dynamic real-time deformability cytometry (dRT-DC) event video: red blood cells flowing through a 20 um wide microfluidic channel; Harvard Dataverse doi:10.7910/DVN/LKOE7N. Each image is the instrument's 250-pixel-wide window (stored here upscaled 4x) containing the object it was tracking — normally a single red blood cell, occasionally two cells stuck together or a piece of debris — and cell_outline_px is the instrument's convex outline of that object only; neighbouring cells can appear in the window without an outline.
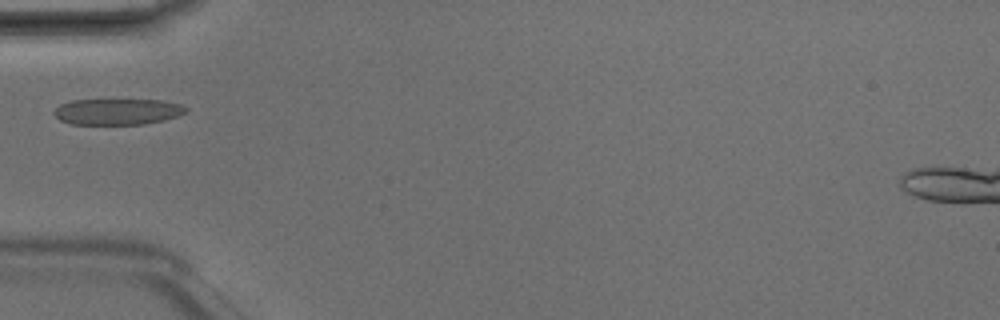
{"species": "Egyptian fruit bat (a non-hibernating species)", "species_latin": "Rousettus aegyptiacus", "temperature_condition": "room temperature", "stored_images_in_passage": 3, "camera_frame_rate_fps": 3000, "um_per_image_px": 0.085, "animal": {"sex": "male"}, "frame": {"image": 1, "passage_image": 2, "time_ms": 0.333, "image_size_px": [1000, 320], "cell_outline_px": [[188, 112], [164, 120], [144, 124], [72, 124], [60, 120], [52, 112], [60, 104], [72, 100], [164, 100], [180, 104], [188, 108]], "centroid_in_image_um": [10.0, 9.49], "position_along_channel_um": 75.0, "area_um2": 20.06}}